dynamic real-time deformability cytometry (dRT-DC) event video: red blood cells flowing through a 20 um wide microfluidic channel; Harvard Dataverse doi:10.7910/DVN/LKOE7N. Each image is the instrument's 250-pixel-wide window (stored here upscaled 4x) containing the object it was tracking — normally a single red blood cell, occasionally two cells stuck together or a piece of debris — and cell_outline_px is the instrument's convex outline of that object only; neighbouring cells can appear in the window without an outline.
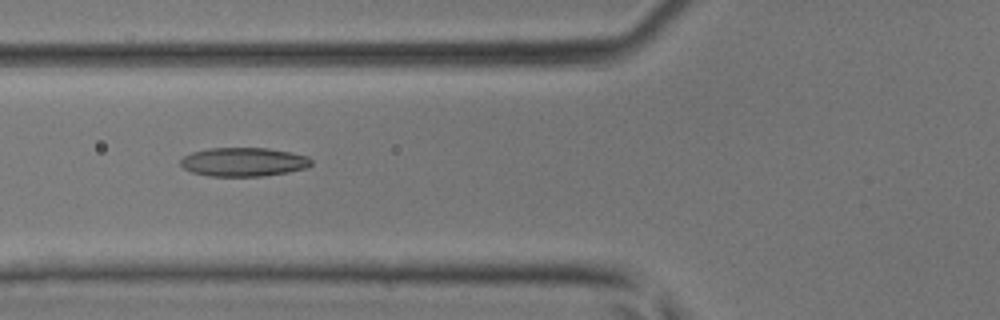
{"species": "common noctule bat (a hibernating species)", "species_latin": "Nyctalus noctula", "temperature_condition": "room temperature", "stored_images_in_passage": 34, "camera_frame_rate_fps": 3000, "um_per_image_px": 0.085, "animal": {"sex": "male", "body_mass_g": 17.9, "forearm_length_mm": 54.2}, "frame": {"image": 1, "passage_image": 7, "time_ms": 2.0, "image_size_px": [1000, 320], "cell_outline_px": [[312, 164], [308, 168], [288, 172], [264, 176], [208, 176], [192, 172], [184, 168], [180, 164], [180, 160], [184, 156], [192, 152], [208, 148], [268, 148], [308, 156], [312, 160]], "centroid_in_image_um": [20.71, 13.77], "position_along_channel_um": 105.1, "area_um2": 22.02}}
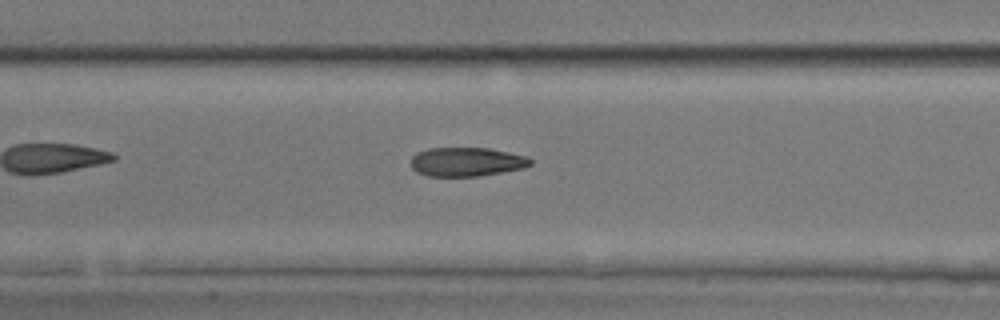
{"frame": {"image": 2, "passage_image": 11, "time_ms": 3.333, "image_size_px": [1000, 320], "cell_outline_px": [[532, 164], [524, 168], [480, 176], [428, 176], [416, 172], [412, 168], [412, 156], [416, 152], [428, 148], [488, 148], [528, 156], [532, 160]], "centroid_in_image_um": [39.67, 13.75], "position_along_channel_um": 167.7, "area_um2": 20.29}}
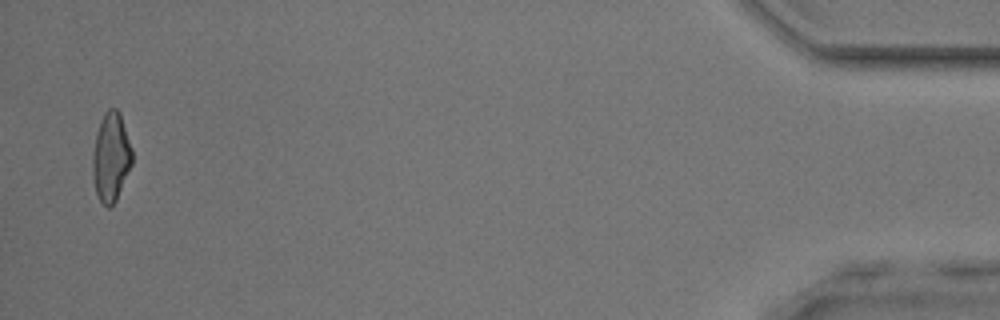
{"frame": {"image": 3, "passage_image": 33, "time_ms": 10.667, "image_size_px": [1000, 320], "cell_outline_px": [[132, 164], [116, 200], [108, 208], [100, 200], [96, 192], [92, 176], [92, 156], [96, 132], [100, 120], [104, 112], [108, 108], [116, 108], [120, 112], [132, 148]], "centroid_in_image_um": [9.42, 13.31], "position_along_channel_um": 425.8, "area_um2": 20.58}}